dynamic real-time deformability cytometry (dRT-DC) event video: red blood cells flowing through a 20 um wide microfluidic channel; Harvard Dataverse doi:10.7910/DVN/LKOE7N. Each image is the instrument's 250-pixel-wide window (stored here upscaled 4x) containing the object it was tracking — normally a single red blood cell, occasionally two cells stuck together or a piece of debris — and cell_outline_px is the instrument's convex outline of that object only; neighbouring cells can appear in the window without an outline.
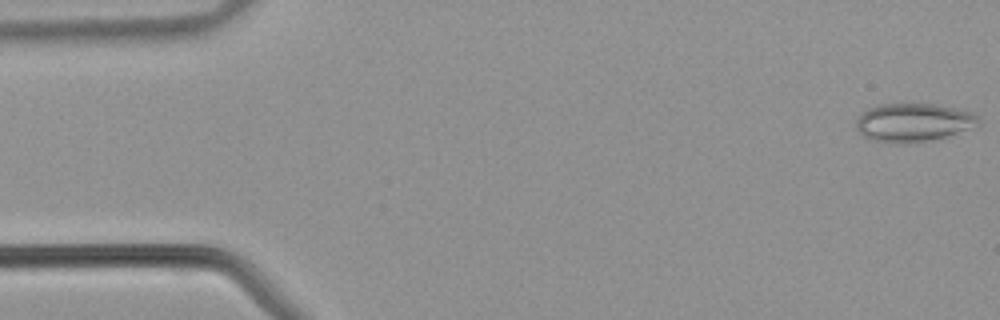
{"species": "common noctule bat (a hibernating species)", "species_latin": "Nyctalus noctula", "temperature_condition": "warm", "stored_images_in_passage": 8, "camera_frame_rate_fps": 3000, "um_per_image_px": 0.085, "animal": {"sex": "male", "body_mass_g": 21.5, "forearm_length_mm": 52.0}, "frame": {"image": 1, "passage_image": 1, "time_ms": 0.0, "image_size_px": [1000, 320], "cell_outline_px": [[980, 124], [948, 136], [932, 140], [900, 144], [876, 140], [864, 136], [856, 128], [856, 120], [868, 108], [880, 104], [936, 104], [972, 112], [980, 116]], "centroid_in_image_um": [77.67, 10.4], "position_along_channel_um": 7.3, "area_um2": 27.22}}